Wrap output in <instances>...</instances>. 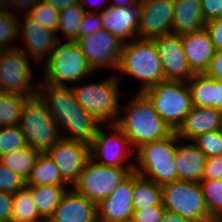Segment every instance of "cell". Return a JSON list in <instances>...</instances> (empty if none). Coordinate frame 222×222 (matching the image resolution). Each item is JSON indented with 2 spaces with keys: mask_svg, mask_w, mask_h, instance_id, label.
<instances>
[{
  "mask_svg": "<svg viewBox=\"0 0 222 222\" xmlns=\"http://www.w3.org/2000/svg\"><path fill=\"white\" fill-rule=\"evenodd\" d=\"M181 141L176 135L177 181L199 183L203 179L207 156L193 142L183 144Z\"/></svg>",
  "mask_w": 222,
  "mask_h": 222,
  "instance_id": "obj_23",
  "label": "cell"
},
{
  "mask_svg": "<svg viewBox=\"0 0 222 222\" xmlns=\"http://www.w3.org/2000/svg\"><path fill=\"white\" fill-rule=\"evenodd\" d=\"M8 1L7 0H0V12H11Z\"/></svg>",
  "mask_w": 222,
  "mask_h": 222,
  "instance_id": "obj_52",
  "label": "cell"
},
{
  "mask_svg": "<svg viewBox=\"0 0 222 222\" xmlns=\"http://www.w3.org/2000/svg\"><path fill=\"white\" fill-rule=\"evenodd\" d=\"M13 194L0 191V219L11 222Z\"/></svg>",
  "mask_w": 222,
  "mask_h": 222,
  "instance_id": "obj_44",
  "label": "cell"
},
{
  "mask_svg": "<svg viewBox=\"0 0 222 222\" xmlns=\"http://www.w3.org/2000/svg\"><path fill=\"white\" fill-rule=\"evenodd\" d=\"M49 222H98L97 205L85 196L67 189Z\"/></svg>",
  "mask_w": 222,
  "mask_h": 222,
  "instance_id": "obj_20",
  "label": "cell"
},
{
  "mask_svg": "<svg viewBox=\"0 0 222 222\" xmlns=\"http://www.w3.org/2000/svg\"><path fill=\"white\" fill-rule=\"evenodd\" d=\"M191 142H193L207 158L222 156V129L203 133Z\"/></svg>",
  "mask_w": 222,
  "mask_h": 222,
  "instance_id": "obj_37",
  "label": "cell"
},
{
  "mask_svg": "<svg viewBox=\"0 0 222 222\" xmlns=\"http://www.w3.org/2000/svg\"><path fill=\"white\" fill-rule=\"evenodd\" d=\"M138 38L154 39L172 34L173 0H138Z\"/></svg>",
  "mask_w": 222,
  "mask_h": 222,
  "instance_id": "obj_15",
  "label": "cell"
},
{
  "mask_svg": "<svg viewBox=\"0 0 222 222\" xmlns=\"http://www.w3.org/2000/svg\"><path fill=\"white\" fill-rule=\"evenodd\" d=\"M89 1V0H88ZM106 1V3H107V1L108 0H101L100 2L101 3H103V2H105ZM95 2L97 3V5L98 4H100L99 3V0H95ZM110 2V0L108 1V3ZM92 3H94V1H92ZM80 4H81V6L84 8V10L86 11V12H98L97 10L96 11H91V10H88V8H86L87 7V0H80Z\"/></svg>",
  "mask_w": 222,
  "mask_h": 222,
  "instance_id": "obj_51",
  "label": "cell"
},
{
  "mask_svg": "<svg viewBox=\"0 0 222 222\" xmlns=\"http://www.w3.org/2000/svg\"><path fill=\"white\" fill-rule=\"evenodd\" d=\"M9 7L11 8H16V11L18 14L22 15L24 13H28L36 4L39 0H7Z\"/></svg>",
  "mask_w": 222,
  "mask_h": 222,
  "instance_id": "obj_46",
  "label": "cell"
},
{
  "mask_svg": "<svg viewBox=\"0 0 222 222\" xmlns=\"http://www.w3.org/2000/svg\"><path fill=\"white\" fill-rule=\"evenodd\" d=\"M19 127L28 146L39 153H46L61 139L62 133H66L65 131L59 132L56 122L38 93L25 100Z\"/></svg>",
  "mask_w": 222,
  "mask_h": 222,
  "instance_id": "obj_6",
  "label": "cell"
},
{
  "mask_svg": "<svg viewBox=\"0 0 222 222\" xmlns=\"http://www.w3.org/2000/svg\"><path fill=\"white\" fill-rule=\"evenodd\" d=\"M47 3L51 4L58 11H61L68 6L79 4L80 0H45Z\"/></svg>",
  "mask_w": 222,
  "mask_h": 222,
  "instance_id": "obj_48",
  "label": "cell"
},
{
  "mask_svg": "<svg viewBox=\"0 0 222 222\" xmlns=\"http://www.w3.org/2000/svg\"><path fill=\"white\" fill-rule=\"evenodd\" d=\"M172 34L197 32L205 28L200 0H173Z\"/></svg>",
  "mask_w": 222,
  "mask_h": 222,
  "instance_id": "obj_24",
  "label": "cell"
},
{
  "mask_svg": "<svg viewBox=\"0 0 222 222\" xmlns=\"http://www.w3.org/2000/svg\"><path fill=\"white\" fill-rule=\"evenodd\" d=\"M155 111L172 131H176L192 109L191 92L187 82L163 80L143 92Z\"/></svg>",
  "mask_w": 222,
  "mask_h": 222,
  "instance_id": "obj_8",
  "label": "cell"
},
{
  "mask_svg": "<svg viewBox=\"0 0 222 222\" xmlns=\"http://www.w3.org/2000/svg\"><path fill=\"white\" fill-rule=\"evenodd\" d=\"M76 43L94 72L101 67L117 69L124 42L107 30L79 38Z\"/></svg>",
  "mask_w": 222,
  "mask_h": 222,
  "instance_id": "obj_13",
  "label": "cell"
},
{
  "mask_svg": "<svg viewBox=\"0 0 222 222\" xmlns=\"http://www.w3.org/2000/svg\"><path fill=\"white\" fill-rule=\"evenodd\" d=\"M165 211L163 205L149 206L133 211L132 220L134 222H161Z\"/></svg>",
  "mask_w": 222,
  "mask_h": 222,
  "instance_id": "obj_40",
  "label": "cell"
},
{
  "mask_svg": "<svg viewBox=\"0 0 222 222\" xmlns=\"http://www.w3.org/2000/svg\"><path fill=\"white\" fill-rule=\"evenodd\" d=\"M18 37V15L0 12V49L16 48L12 42Z\"/></svg>",
  "mask_w": 222,
  "mask_h": 222,
  "instance_id": "obj_36",
  "label": "cell"
},
{
  "mask_svg": "<svg viewBox=\"0 0 222 222\" xmlns=\"http://www.w3.org/2000/svg\"><path fill=\"white\" fill-rule=\"evenodd\" d=\"M222 129V112L213 107L193 106L175 131L179 139L192 141L197 136Z\"/></svg>",
  "mask_w": 222,
  "mask_h": 222,
  "instance_id": "obj_22",
  "label": "cell"
},
{
  "mask_svg": "<svg viewBox=\"0 0 222 222\" xmlns=\"http://www.w3.org/2000/svg\"><path fill=\"white\" fill-rule=\"evenodd\" d=\"M39 152L26 146L0 156V163L18 174L23 180H27Z\"/></svg>",
  "mask_w": 222,
  "mask_h": 222,
  "instance_id": "obj_28",
  "label": "cell"
},
{
  "mask_svg": "<svg viewBox=\"0 0 222 222\" xmlns=\"http://www.w3.org/2000/svg\"><path fill=\"white\" fill-rule=\"evenodd\" d=\"M108 125V127H107ZM110 136L98 127L94 141L90 144V157L96 163L109 167H134L129 161L134 152L129 139L116 123H108Z\"/></svg>",
  "mask_w": 222,
  "mask_h": 222,
  "instance_id": "obj_12",
  "label": "cell"
},
{
  "mask_svg": "<svg viewBox=\"0 0 222 222\" xmlns=\"http://www.w3.org/2000/svg\"><path fill=\"white\" fill-rule=\"evenodd\" d=\"M188 66L193 74L205 73L215 55V47L206 28L181 34Z\"/></svg>",
  "mask_w": 222,
  "mask_h": 222,
  "instance_id": "obj_21",
  "label": "cell"
},
{
  "mask_svg": "<svg viewBox=\"0 0 222 222\" xmlns=\"http://www.w3.org/2000/svg\"><path fill=\"white\" fill-rule=\"evenodd\" d=\"M37 93L44 100L59 132L62 129L67 132L61 138L89 145L94 141L99 124L102 123L80 106L70 86H56L40 81Z\"/></svg>",
  "mask_w": 222,
  "mask_h": 222,
  "instance_id": "obj_1",
  "label": "cell"
},
{
  "mask_svg": "<svg viewBox=\"0 0 222 222\" xmlns=\"http://www.w3.org/2000/svg\"><path fill=\"white\" fill-rule=\"evenodd\" d=\"M133 172L134 167H109L90 158L71 188L97 205Z\"/></svg>",
  "mask_w": 222,
  "mask_h": 222,
  "instance_id": "obj_9",
  "label": "cell"
},
{
  "mask_svg": "<svg viewBox=\"0 0 222 222\" xmlns=\"http://www.w3.org/2000/svg\"><path fill=\"white\" fill-rule=\"evenodd\" d=\"M201 222H222V218H210L208 220L201 221Z\"/></svg>",
  "mask_w": 222,
  "mask_h": 222,
  "instance_id": "obj_54",
  "label": "cell"
},
{
  "mask_svg": "<svg viewBox=\"0 0 222 222\" xmlns=\"http://www.w3.org/2000/svg\"><path fill=\"white\" fill-rule=\"evenodd\" d=\"M193 106L213 107L214 78L205 73L194 74L187 82Z\"/></svg>",
  "mask_w": 222,
  "mask_h": 222,
  "instance_id": "obj_30",
  "label": "cell"
},
{
  "mask_svg": "<svg viewBox=\"0 0 222 222\" xmlns=\"http://www.w3.org/2000/svg\"><path fill=\"white\" fill-rule=\"evenodd\" d=\"M28 146L26 138L19 127H0V156Z\"/></svg>",
  "mask_w": 222,
  "mask_h": 222,
  "instance_id": "obj_35",
  "label": "cell"
},
{
  "mask_svg": "<svg viewBox=\"0 0 222 222\" xmlns=\"http://www.w3.org/2000/svg\"><path fill=\"white\" fill-rule=\"evenodd\" d=\"M25 185L67 186L62 179L58 167L45 153H39Z\"/></svg>",
  "mask_w": 222,
  "mask_h": 222,
  "instance_id": "obj_26",
  "label": "cell"
},
{
  "mask_svg": "<svg viewBox=\"0 0 222 222\" xmlns=\"http://www.w3.org/2000/svg\"><path fill=\"white\" fill-rule=\"evenodd\" d=\"M199 183L210 216L222 218V180L202 179Z\"/></svg>",
  "mask_w": 222,
  "mask_h": 222,
  "instance_id": "obj_33",
  "label": "cell"
},
{
  "mask_svg": "<svg viewBox=\"0 0 222 222\" xmlns=\"http://www.w3.org/2000/svg\"><path fill=\"white\" fill-rule=\"evenodd\" d=\"M213 108L222 112V80L214 79Z\"/></svg>",
  "mask_w": 222,
  "mask_h": 222,
  "instance_id": "obj_47",
  "label": "cell"
},
{
  "mask_svg": "<svg viewBox=\"0 0 222 222\" xmlns=\"http://www.w3.org/2000/svg\"><path fill=\"white\" fill-rule=\"evenodd\" d=\"M32 194L36 209L41 217L49 219L59 204L61 197L67 191V186L55 185H25Z\"/></svg>",
  "mask_w": 222,
  "mask_h": 222,
  "instance_id": "obj_27",
  "label": "cell"
},
{
  "mask_svg": "<svg viewBox=\"0 0 222 222\" xmlns=\"http://www.w3.org/2000/svg\"><path fill=\"white\" fill-rule=\"evenodd\" d=\"M85 12L80 3L61 10L56 35H58V32L63 33L62 36H64L63 38L66 37L65 39L67 41L76 42L78 40V28L80 27Z\"/></svg>",
  "mask_w": 222,
  "mask_h": 222,
  "instance_id": "obj_29",
  "label": "cell"
},
{
  "mask_svg": "<svg viewBox=\"0 0 222 222\" xmlns=\"http://www.w3.org/2000/svg\"><path fill=\"white\" fill-rule=\"evenodd\" d=\"M27 14L43 27L56 33L60 11L47 1L39 0Z\"/></svg>",
  "mask_w": 222,
  "mask_h": 222,
  "instance_id": "obj_34",
  "label": "cell"
},
{
  "mask_svg": "<svg viewBox=\"0 0 222 222\" xmlns=\"http://www.w3.org/2000/svg\"><path fill=\"white\" fill-rule=\"evenodd\" d=\"M22 222H49L48 219L41 217V218H36V219H32V220H25Z\"/></svg>",
  "mask_w": 222,
  "mask_h": 222,
  "instance_id": "obj_53",
  "label": "cell"
},
{
  "mask_svg": "<svg viewBox=\"0 0 222 222\" xmlns=\"http://www.w3.org/2000/svg\"><path fill=\"white\" fill-rule=\"evenodd\" d=\"M58 167L62 179L73 185L90 157V145L61 138L46 153Z\"/></svg>",
  "mask_w": 222,
  "mask_h": 222,
  "instance_id": "obj_14",
  "label": "cell"
},
{
  "mask_svg": "<svg viewBox=\"0 0 222 222\" xmlns=\"http://www.w3.org/2000/svg\"><path fill=\"white\" fill-rule=\"evenodd\" d=\"M113 3L111 2V6H115V7H125V6H129V5H134L138 2V0H112Z\"/></svg>",
  "mask_w": 222,
  "mask_h": 222,
  "instance_id": "obj_50",
  "label": "cell"
},
{
  "mask_svg": "<svg viewBox=\"0 0 222 222\" xmlns=\"http://www.w3.org/2000/svg\"><path fill=\"white\" fill-rule=\"evenodd\" d=\"M133 210L162 205L161 185L133 172Z\"/></svg>",
  "mask_w": 222,
  "mask_h": 222,
  "instance_id": "obj_25",
  "label": "cell"
},
{
  "mask_svg": "<svg viewBox=\"0 0 222 222\" xmlns=\"http://www.w3.org/2000/svg\"><path fill=\"white\" fill-rule=\"evenodd\" d=\"M205 74L208 77L222 80V50L215 51V55L210 60L209 67Z\"/></svg>",
  "mask_w": 222,
  "mask_h": 222,
  "instance_id": "obj_45",
  "label": "cell"
},
{
  "mask_svg": "<svg viewBox=\"0 0 222 222\" xmlns=\"http://www.w3.org/2000/svg\"><path fill=\"white\" fill-rule=\"evenodd\" d=\"M117 71L141 81L144 92L164 80L160 57L152 39L135 38L123 44Z\"/></svg>",
  "mask_w": 222,
  "mask_h": 222,
  "instance_id": "obj_3",
  "label": "cell"
},
{
  "mask_svg": "<svg viewBox=\"0 0 222 222\" xmlns=\"http://www.w3.org/2000/svg\"><path fill=\"white\" fill-rule=\"evenodd\" d=\"M216 50H222V17L211 20L205 25Z\"/></svg>",
  "mask_w": 222,
  "mask_h": 222,
  "instance_id": "obj_43",
  "label": "cell"
},
{
  "mask_svg": "<svg viewBox=\"0 0 222 222\" xmlns=\"http://www.w3.org/2000/svg\"><path fill=\"white\" fill-rule=\"evenodd\" d=\"M20 47L0 49V91L22 97L37 94L39 83L33 85L32 69Z\"/></svg>",
  "mask_w": 222,
  "mask_h": 222,
  "instance_id": "obj_11",
  "label": "cell"
},
{
  "mask_svg": "<svg viewBox=\"0 0 222 222\" xmlns=\"http://www.w3.org/2000/svg\"><path fill=\"white\" fill-rule=\"evenodd\" d=\"M119 80L116 74H113L98 83L82 85L78 82V85L71 86L77 102L85 111L102 123V128H105L104 122H108L109 119L113 120L109 123H116L121 113Z\"/></svg>",
  "mask_w": 222,
  "mask_h": 222,
  "instance_id": "obj_7",
  "label": "cell"
},
{
  "mask_svg": "<svg viewBox=\"0 0 222 222\" xmlns=\"http://www.w3.org/2000/svg\"><path fill=\"white\" fill-rule=\"evenodd\" d=\"M25 186L23 180L18 174L0 163V191L14 194Z\"/></svg>",
  "mask_w": 222,
  "mask_h": 222,
  "instance_id": "obj_38",
  "label": "cell"
},
{
  "mask_svg": "<svg viewBox=\"0 0 222 222\" xmlns=\"http://www.w3.org/2000/svg\"><path fill=\"white\" fill-rule=\"evenodd\" d=\"M203 179L222 180V156L207 158L204 167Z\"/></svg>",
  "mask_w": 222,
  "mask_h": 222,
  "instance_id": "obj_41",
  "label": "cell"
},
{
  "mask_svg": "<svg viewBox=\"0 0 222 222\" xmlns=\"http://www.w3.org/2000/svg\"><path fill=\"white\" fill-rule=\"evenodd\" d=\"M152 40L160 57L164 80L188 82L194 74L188 66L181 35L169 34Z\"/></svg>",
  "mask_w": 222,
  "mask_h": 222,
  "instance_id": "obj_16",
  "label": "cell"
},
{
  "mask_svg": "<svg viewBox=\"0 0 222 222\" xmlns=\"http://www.w3.org/2000/svg\"><path fill=\"white\" fill-rule=\"evenodd\" d=\"M135 150L138 164H134V172L138 175L161 186L177 181L175 131L164 139L144 143Z\"/></svg>",
  "mask_w": 222,
  "mask_h": 222,
  "instance_id": "obj_4",
  "label": "cell"
},
{
  "mask_svg": "<svg viewBox=\"0 0 222 222\" xmlns=\"http://www.w3.org/2000/svg\"><path fill=\"white\" fill-rule=\"evenodd\" d=\"M25 21L22 22L18 15V35H22L25 42V49L22 51L35 59V61H46L51 55L55 43L60 40L54 31L43 27L40 23L24 13ZM22 33V34H19ZM44 59V60H43ZM41 60V61H40Z\"/></svg>",
  "mask_w": 222,
  "mask_h": 222,
  "instance_id": "obj_17",
  "label": "cell"
},
{
  "mask_svg": "<svg viewBox=\"0 0 222 222\" xmlns=\"http://www.w3.org/2000/svg\"><path fill=\"white\" fill-rule=\"evenodd\" d=\"M139 17V2L125 7L107 5L100 11L103 29L124 43L126 40L128 42V40L138 38Z\"/></svg>",
  "mask_w": 222,
  "mask_h": 222,
  "instance_id": "obj_18",
  "label": "cell"
},
{
  "mask_svg": "<svg viewBox=\"0 0 222 222\" xmlns=\"http://www.w3.org/2000/svg\"><path fill=\"white\" fill-rule=\"evenodd\" d=\"M103 30L100 12H85L83 20L78 28V39L92 35Z\"/></svg>",
  "mask_w": 222,
  "mask_h": 222,
  "instance_id": "obj_39",
  "label": "cell"
},
{
  "mask_svg": "<svg viewBox=\"0 0 222 222\" xmlns=\"http://www.w3.org/2000/svg\"><path fill=\"white\" fill-rule=\"evenodd\" d=\"M161 222H192V221H189V220L183 218L179 214L165 211L163 219L161 220Z\"/></svg>",
  "mask_w": 222,
  "mask_h": 222,
  "instance_id": "obj_49",
  "label": "cell"
},
{
  "mask_svg": "<svg viewBox=\"0 0 222 222\" xmlns=\"http://www.w3.org/2000/svg\"><path fill=\"white\" fill-rule=\"evenodd\" d=\"M202 7V15L207 23L220 17L222 10V0H200Z\"/></svg>",
  "mask_w": 222,
  "mask_h": 222,
  "instance_id": "obj_42",
  "label": "cell"
},
{
  "mask_svg": "<svg viewBox=\"0 0 222 222\" xmlns=\"http://www.w3.org/2000/svg\"><path fill=\"white\" fill-rule=\"evenodd\" d=\"M126 105L122 109L125 114L119 115L116 124L135 149L144 143L164 139L173 132L143 92H138Z\"/></svg>",
  "mask_w": 222,
  "mask_h": 222,
  "instance_id": "obj_2",
  "label": "cell"
},
{
  "mask_svg": "<svg viewBox=\"0 0 222 222\" xmlns=\"http://www.w3.org/2000/svg\"><path fill=\"white\" fill-rule=\"evenodd\" d=\"M161 188L162 205L166 211L179 214L192 222L212 218L206 207L200 183L178 180L163 184Z\"/></svg>",
  "mask_w": 222,
  "mask_h": 222,
  "instance_id": "obj_10",
  "label": "cell"
},
{
  "mask_svg": "<svg viewBox=\"0 0 222 222\" xmlns=\"http://www.w3.org/2000/svg\"><path fill=\"white\" fill-rule=\"evenodd\" d=\"M41 218L39 215L31 191L24 186L17 193L13 194V207L11 222H22Z\"/></svg>",
  "mask_w": 222,
  "mask_h": 222,
  "instance_id": "obj_32",
  "label": "cell"
},
{
  "mask_svg": "<svg viewBox=\"0 0 222 222\" xmlns=\"http://www.w3.org/2000/svg\"><path fill=\"white\" fill-rule=\"evenodd\" d=\"M44 62L43 79H40L44 83L67 86L68 82L75 85L85 77L94 75L86 56L75 41H66L62 44L58 40L51 55Z\"/></svg>",
  "mask_w": 222,
  "mask_h": 222,
  "instance_id": "obj_5",
  "label": "cell"
},
{
  "mask_svg": "<svg viewBox=\"0 0 222 222\" xmlns=\"http://www.w3.org/2000/svg\"><path fill=\"white\" fill-rule=\"evenodd\" d=\"M26 99L27 97L0 91V127L19 125Z\"/></svg>",
  "mask_w": 222,
  "mask_h": 222,
  "instance_id": "obj_31",
  "label": "cell"
},
{
  "mask_svg": "<svg viewBox=\"0 0 222 222\" xmlns=\"http://www.w3.org/2000/svg\"><path fill=\"white\" fill-rule=\"evenodd\" d=\"M133 173L113 192L97 204L98 222H115L132 219Z\"/></svg>",
  "mask_w": 222,
  "mask_h": 222,
  "instance_id": "obj_19",
  "label": "cell"
},
{
  "mask_svg": "<svg viewBox=\"0 0 222 222\" xmlns=\"http://www.w3.org/2000/svg\"><path fill=\"white\" fill-rule=\"evenodd\" d=\"M115 222H134L132 219H126V220H120V221H115Z\"/></svg>",
  "mask_w": 222,
  "mask_h": 222,
  "instance_id": "obj_55",
  "label": "cell"
}]
</instances>
